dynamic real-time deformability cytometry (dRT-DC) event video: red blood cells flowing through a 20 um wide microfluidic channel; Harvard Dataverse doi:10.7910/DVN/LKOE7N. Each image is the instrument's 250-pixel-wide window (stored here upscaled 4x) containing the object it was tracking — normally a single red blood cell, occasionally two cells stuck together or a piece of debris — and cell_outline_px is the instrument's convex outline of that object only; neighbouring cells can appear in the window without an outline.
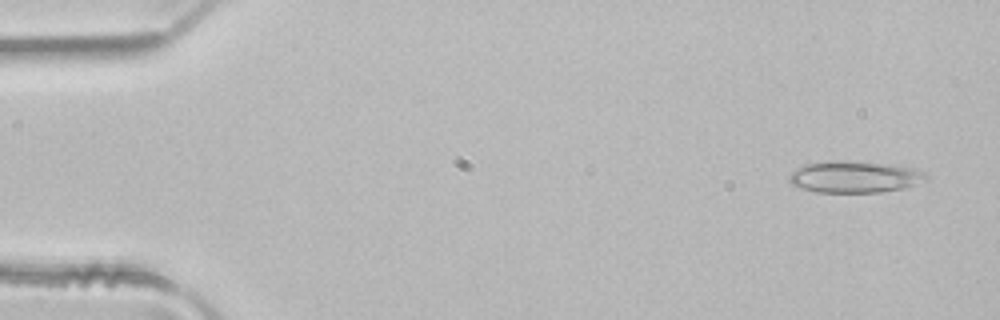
{"species": "common noctule bat (a hibernating species)", "species_latin": "Nyctalus noctula", "temperature_condition": "room temperature", "stored_images_in_passage": 3, "camera_frame_rate_fps": 3000, "um_per_image_px": 0.085, "animal": {"sex": "male", "body_mass_g": 21.5, "forearm_length_mm": 52.0}, "frame": {"image": 1, "passage_image": 1, "time_ms": 0.0, "image_size_px": [1000, 320], "cell_outline_px": [[928, 176], [904, 188], [880, 192], [816, 192], [800, 188], [792, 184], [788, 180], [788, 176], [792, 172], [804, 164], [840, 160], [848, 160], [888, 164], [912, 168], [924, 172]], "centroid_in_image_um": [72.56, 15.03], "position_along_channel_um": 12.4, "area_um2": 24.91}}
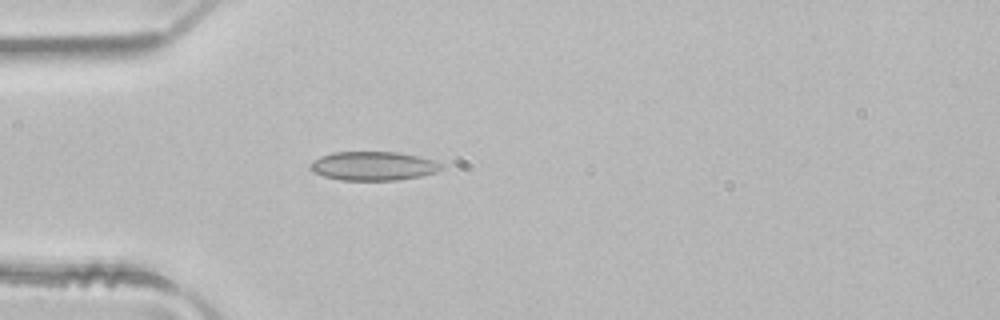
{"frame": {"image": 2, "passage_image": 3, "time_ms": 0.667, "image_size_px": [1000, 320], "cell_outline_px": [[444, 168], [436, 172], [420, 176], [396, 180], [340, 180], [324, 176], [308, 168], [312, 160], [320, 156], [332, 152], [400, 152], [420, 156], [436, 160], [444, 164]], "centroid_in_image_um": [31.77, 14.1], "position_along_channel_um": 53.2, "area_um2": 22.31}}